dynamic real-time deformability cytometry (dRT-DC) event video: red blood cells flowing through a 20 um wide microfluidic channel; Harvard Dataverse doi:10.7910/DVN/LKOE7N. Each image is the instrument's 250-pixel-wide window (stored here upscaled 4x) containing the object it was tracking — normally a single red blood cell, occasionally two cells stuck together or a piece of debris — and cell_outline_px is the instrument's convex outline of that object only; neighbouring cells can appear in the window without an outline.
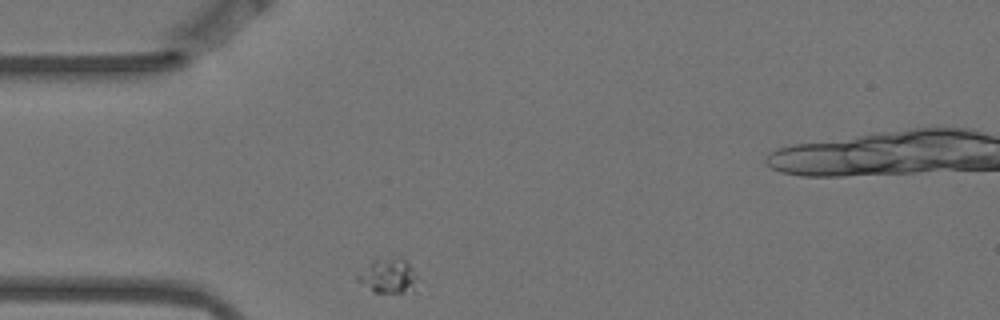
{"species": "Egyptian fruit bat (a non-hibernating species)", "species_latin": "Rousettus aegyptiacus", "temperature_condition": "warm", "stored_images_in_passage": 8, "camera_frame_rate_fps": 3000, "um_per_image_px": 0.085, "animal": {"sex": "female"}, "frame": {"image": 1, "passage_image": 1, "time_ms": 0.0, "image_size_px": [1000, 320], "cell_outline_px": [[416, 276], [412, 292], [372, 292], [356, 280], [356, 276], [372, 260], [396, 256], [400, 256], [412, 268]], "centroid_in_image_um": [32.96, 23.43], "position_along_channel_um": 52.0, "area_um2": 11.96}}
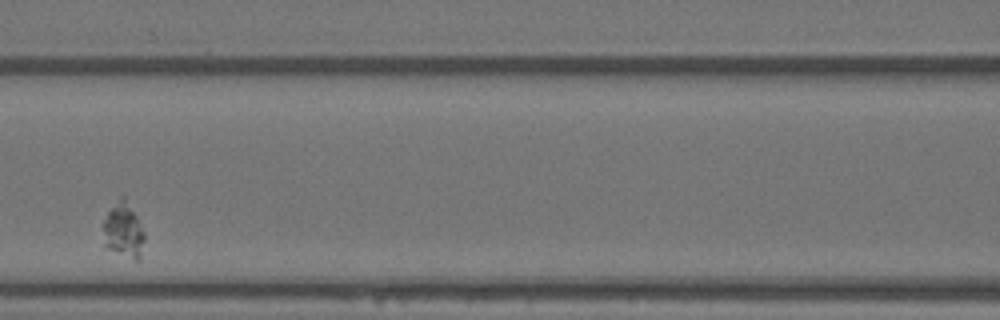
{"frame": {"image": 2, "passage_image": 4, "time_ms": 1.0, "image_size_px": [1000, 320], "cell_outline_px": [[144, 240], [140, 260], [136, 260], [104, 248], [104, 220], [108, 212], [120, 196], [124, 196], [136, 216], [144, 232]], "centroid_in_image_um": [10.49, 19.61], "position_along_channel_um": 156.1, "area_um2": 13.06}}
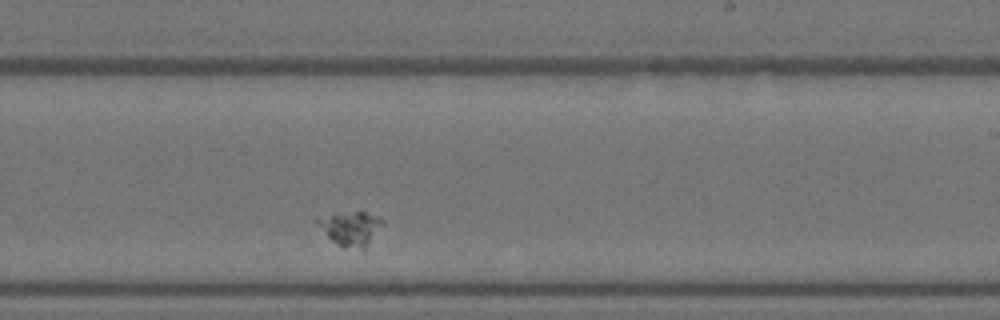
{"frame": {"image": 3, "passage_image": 7, "time_ms": 2.0, "image_size_px": [1000, 320], "cell_outline_px": [[384, 220], [364, 248], [344, 248], [336, 244], [312, 220], [352, 212], [364, 212], [380, 216]], "centroid_in_image_um": [29.79, 19.42], "position_along_channel_um": 259.2, "area_um2": 12.25}}